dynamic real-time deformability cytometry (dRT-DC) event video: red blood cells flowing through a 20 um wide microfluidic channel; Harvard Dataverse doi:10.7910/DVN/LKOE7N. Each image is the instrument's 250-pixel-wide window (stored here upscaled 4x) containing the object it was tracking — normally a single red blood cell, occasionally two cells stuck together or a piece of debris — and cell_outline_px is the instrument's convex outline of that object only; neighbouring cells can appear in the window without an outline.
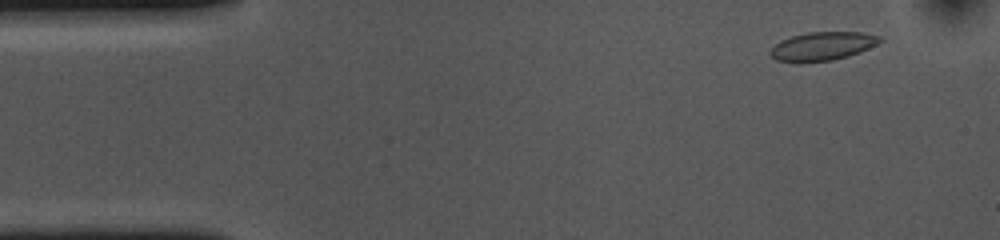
{"species": "common noctule bat (a hibernating species)", "species_latin": "Nyctalus noctula", "temperature_condition": "cold", "stored_images_in_passage": 53, "camera_frame_rate_fps": 3000, "um_per_image_px": 0.085, "animal": {"sex": "female", "body_mass_g": 10.0, "forearm_length_mm": 53.1}, "frame": {"image": 1, "passage_image": 4, "time_ms": 1.0, "image_size_px": [1000, 240], "cell_outline_px": [[884, 40], [868, 48], [848, 56], [832, 60], [796, 64], [776, 60], [768, 52], [780, 40], [792, 36], [808, 32], [860, 32], [880, 36]], "centroid_in_image_um": [69.86, 3.94], "position_along_channel_um": 15.1, "area_um2": 18.38}}
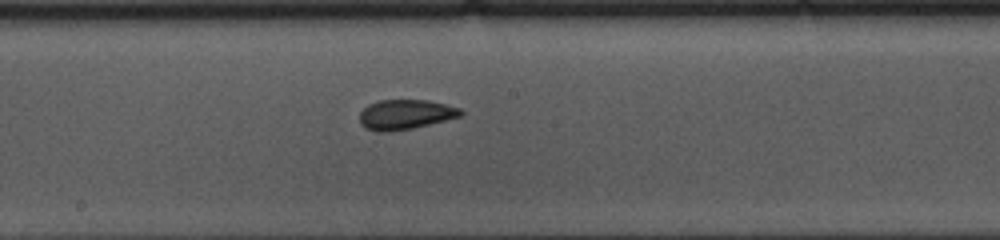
{"frame": {"image": 2, "passage_image": 27, "time_ms": 8.667, "image_size_px": [1000, 240], "cell_outline_px": [[464, 112], [460, 116], [412, 128], [388, 132], [376, 132], [364, 128], [360, 124], [360, 112], [368, 104], [380, 100], [428, 100], [460, 108]], "centroid_in_image_um": [34.41, 9.73], "position_along_channel_um": 213.8, "area_um2": 17.51}}
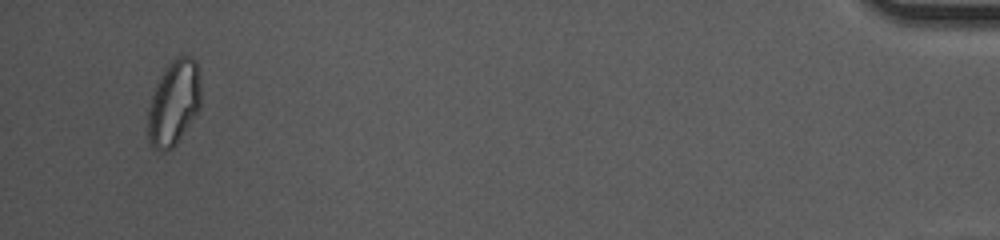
{"frame": {"image": 3, "passage_image": 51, "time_ms": 16.667, "image_size_px": [1000, 240], "cell_outline_px": [[200, 108], [176, 144], [172, 148], [164, 152], [160, 152], [152, 148], [148, 140], [148, 108], [156, 84], [160, 76], [172, 60], [176, 56], [192, 56], [196, 60], [200, 80]], "centroid_in_image_um": [14.77, 8.76], "position_along_channel_um": 420.4, "area_um2": 26.36}, "authors_computed_cell_mechanics": {"area_um2": 18.1492, "velocity_mm_per_s": 3.6473, "shape_relaxation_time_tau1_ms": 7.692, "shape_relaxation_time_tau2_ms": 1.6413, "deformation_change_tau1": 0.1171, "deformation_change_tau2": 0.0644}}